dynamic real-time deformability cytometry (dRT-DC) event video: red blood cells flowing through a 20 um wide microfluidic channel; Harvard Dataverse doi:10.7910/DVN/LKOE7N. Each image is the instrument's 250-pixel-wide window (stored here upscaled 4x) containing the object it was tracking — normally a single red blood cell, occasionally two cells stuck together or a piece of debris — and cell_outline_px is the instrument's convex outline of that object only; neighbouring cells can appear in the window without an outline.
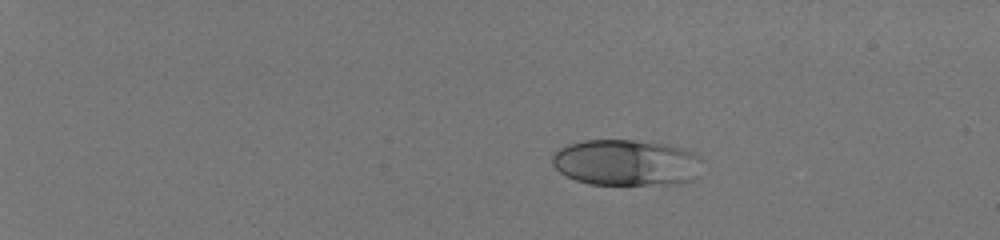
{"species": "human", "species_latin": "Homo sapiens", "temperature_condition": "room temperature", "stored_images_in_passage": 45, "camera_frame_rate_fps": 3000, "um_per_image_px": 0.085, "donor": {"sex": "male"}, "frame": {"image": 1, "passage_image": 1, "time_ms": 0.0, "image_size_px": [1000, 240], "cell_outline_px": [[700, 160], [696, 176], [692, 180], [680, 184], [588, 184], [576, 180], [560, 172], [552, 164], [552, 156], [560, 148], [568, 144], [584, 140], [632, 140], [668, 144], [684, 148], [696, 152], [700, 156]], "centroid_in_image_um": [53.25, 13.81], "position_along_channel_um": 31.8, "area_um2": 40.46}}
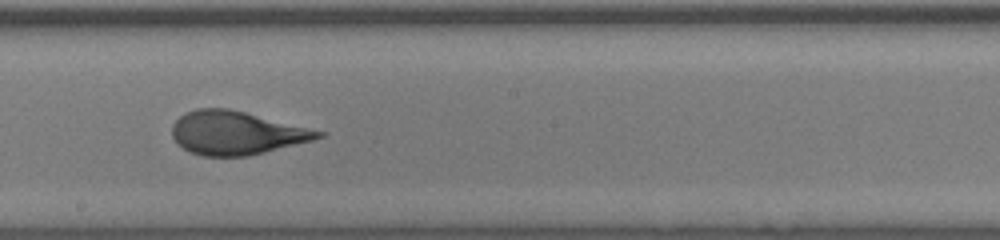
{"frame": {"image": 2, "passage_image": 26, "time_ms": 8.333, "image_size_px": [1000, 240], "cell_outline_px": [[328, 132], [324, 136], [312, 140], [248, 156], [204, 156], [188, 152], [176, 144], [172, 136], [172, 124], [184, 112], [196, 108], [228, 108]], "centroid_in_image_um": [20.05, 11.29], "position_along_channel_um": 228.1, "area_um2": 37.11}}
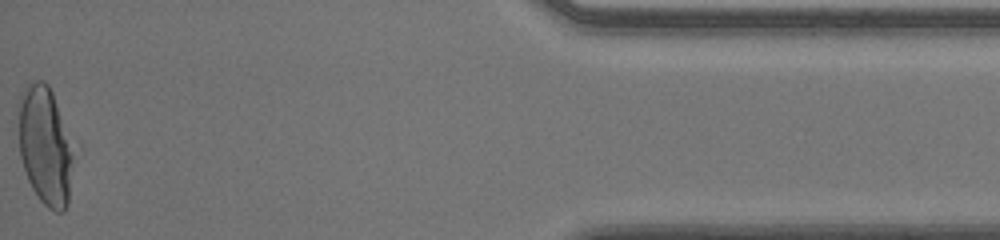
{"frame": {"image": 3, "passage_image": 45, "time_ms": 14.667, "image_size_px": [1000, 240], "cell_outline_px": [[84, 144], [68, 204], [64, 212], [56, 212], [48, 208], [40, 200], [32, 188], [28, 180], [20, 156], [16, 108], [20, 92], [28, 84], [36, 80], [44, 80], [48, 84]], "centroid_in_image_um": [4.04, 12.34], "position_along_channel_um": 431.2, "area_um2": 43.0}, "authors_computed_cell_mechanics": {"area_um2": 37.6856, "velocity_mm_per_s": 4.0702, "shape_relaxation_time_tau1_ms": 3.9376, "shape_relaxation_time_tau2_ms": null, "deformation_change_tau1": 0.1983, "deformation_change_tau2": null}}